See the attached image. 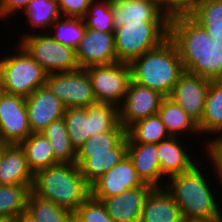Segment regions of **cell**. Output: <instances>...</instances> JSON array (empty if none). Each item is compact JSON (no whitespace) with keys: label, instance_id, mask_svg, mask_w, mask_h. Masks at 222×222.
Listing matches in <instances>:
<instances>
[{"label":"cell","instance_id":"6da1fadb","mask_svg":"<svg viewBox=\"0 0 222 222\" xmlns=\"http://www.w3.org/2000/svg\"><path fill=\"white\" fill-rule=\"evenodd\" d=\"M204 157L207 159L206 163L210 162V164H204L202 157L200 164L197 163L187 172L170 177L164 187L174 197V201L180 207L184 221L198 219L210 220L222 217V202L218 199L221 195L215 193L219 191L216 187L217 183L219 186L221 185V182L218 181L219 175L217 168L208 155L207 158L206 156ZM201 166H203V168ZM208 166L212 168V172L214 173L210 174V172L207 171L210 169ZM213 175L216 180H212L213 178L211 176ZM210 181H213L212 183L216 181L217 183L212 184Z\"/></svg>","mask_w":222,"mask_h":222},{"label":"cell","instance_id":"7a4b0ae2","mask_svg":"<svg viewBox=\"0 0 222 222\" xmlns=\"http://www.w3.org/2000/svg\"><path fill=\"white\" fill-rule=\"evenodd\" d=\"M169 38L178 49L183 68L208 80H222V41L213 39L188 15L169 18Z\"/></svg>","mask_w":222,"mask_h":222},{"label":"cell","instance_id":"3957f363","mask_svg":"<svg viewBox=\"0 0 222 222\" xmlns=\"http://www.w3.org/2000/svg\"><path fill=\"white\" fill-rule=\"evenodd\" d=\"M31 191L72 212L91 195V187L75 163H57L38 171Z\"/></svg>","mask_w":222,"mask_h":222},{"label":"cell","instance_id":"277c9868","mask_svg":"<svg viewBox=\"0 0 222 222\" xmlns=\"http://www.w3.org/2000/svg\"><path fill=\"white\" fill-rule=\"evenodd\" d=\"M130 68L133 82L157 90L165 97L171 94L185 72L178 49L169 37L156 48L134 59Z\"/></svg>","mask_w":222,"mask_h":222},{"label":"cell","instance_id":"5b68a950","mask_svg":"<svg viewBox=\"0 0 222 222\" xmlns=\"http://www.w3.org/2000/svg\"><path fill=\"white\" fill-rule=\"evenodd\" d=\"M11 47L0 53V83L5 93L27 97L46 85L48 73L19 44Z\"/></svg>","mask_w":222,"mask_h":222},{"label":"cell","instance_id":"8992f818","mask_svg":"<svg viewBox=\"0 0 222 222\" xmlns=\"http://www.w3.org/2000/svg\"><path fill=\"white\" fill-rule=\"evenodd\" d=\"M117 62L130 64L169 37V21H132L114 30Z\"/></svg>","mask_w":222,"mask_h":222},{"label":"cell","instance_id":"52a82bcc","mask_svg":"<svg viewBox=\"0 0 222 222\" xmlns=\"http://www.w3.org/2000/svg\"><path fill=\"white\" fill-rule=\"evenodd\" d=\"M63 119L77 151L93 135L112 130L120 123L119 107L96 103L86 108H66Z\"/></svg>","mask_w":222,"mask_h":222},{"label":"cell","instance_id":"ba28073f","mask_svg":"<svg viewBox=\"0 0 222 222\" xmlns=\"http://www.w3.org/2000/svg\"><path fill=\"white\" fill-rule=\"evenodd\" d=\"M21 39V40H20ZM18 44L49 74L79 69L75 50L54 40L48 32L20 37Z\"/></svg>","mask_w":222,"mask_h":222},{"label":"cell","instance_id":"9c48e42d","mask_svg":"<svg viewBox=\"0 0 222 222\" xmlns=\"http://www.w3.org/2000/svg\"><path fill=\"white\" fill-rule=\"evenodd\" d=\"M85 69L90 77L96 102L120 107L132 80L130 64L114 62L92 65Z\"/></svg>","mask_w":222,"mask_h":222},{"label":"cell","instance_id":"30bf717a","mask_svg":"<svg viewBox=\"0 0 222 222\" xmlns=\"http://www.w3.org/2000/svg\"><path fill=\"white\" fill-rule=\"evenodd\" d=\"M46 85L65 108H86L97 103L85 68L49 73Z\"/></svg>","mask_w":222,"mask_h":222},{"label":"cell","instance_id":"8fae6325","mask_svg":"<svg viewBox=\"0 0 222 222\" xmlns=\"http://www.w3.org/2000/svg\"><path fill=\"white\" fill-rule=\"evenodd\" d=\"M31 134L25 97L3 92L0 96V142L20 144Z\"/></svg>","mask_w":222,"mask_h":222},{"label":"cell","instance_id":"7c38bea8","mask_svg":"<svg viewBox=\"0 0 222 222\" xmlns=\"http://www.w3.org/2000/svg\"><path fill=\"white\" fill-rule=\"evenodd\" d=\"M165 96L132 80L119 107L120 123L127 130L135 122L156 115Z\"/></svg>","mask_w":222,"mask_h":222},{"label":"cell","instance_id":"4fadbf2b","mask_svg":"<svg viewBox=\"0 0 222 222\" xmlns=\"http://www.w3.org/2000/svg\"><path fill=\"white\" fill-rule=\"evenodd\" d=\"M211 80L184 72L168 96L191 118L199 123L203 117L205 101Z\"/></svg>","mask_w":222,"mask_h":222},{"label":"cell","instance_id":"5bb4252c","mask_svg":"<svg viewBox=\"0 0 222 222\" xmlns=\"http://www.w3.org/2000/svg\"><path fill=\"white\" fill-rule=\"evenodd\" d=\"M75 56L79 68L117 62L114 32L86 28Z\"/></svg>","mask_w":222,"mask_h":222},{"label":"cell","instance_id":"9a60e30c","mask_svg":"<svg viewBox=\"0 0 222 222\" xmlns=\"http://www.w3.org/2000/svg\"><path fill=\"white\" fill-rule=\"evenodd\" d=\"M144 185L138 177L132 161L126 155L117 165L108 170L91 187V196L99 201L124 191Z\"/></svg>","mask_w":222,"mask_h":222},{"label":"cell","instance_id":"2e32d148","mask_svg":"<svg viewBox=\"0 0 222 222\" xmlns=\"http://www.w3.org/2000/svg\"><path fill=\"white\" fill-rule=\"evenodd\" d=\"M25 100L32 133H41L49 123L64 116L65 106L47 85L38 87Z\"/></svg>","mask_w":222,"mask_h":222},{"label":"cell","instance_id":"e0dca14e","mask_svg":"<svg viewBox=\"0 0 222 222\" xmlns=\"http://www.w3.org/2000/svg\"><path fill=\"white\" fill-rule=\"evenodd\" d=\"M182 140V137H169L157 144L161 174L166 181L172 176L191 170L197 163H200L199 159H202L194 156L195 153L192 155L193 150H189L191 146H186L185 142H189V139Z\"/></svg>","mask_w":222,"mask_h":222},{"label":"cell","instance_id":"ac0fdd59","mask_svg":"<svg viewBox=\"0 0 222 222\" xmlns=\"http://www.w3.org/2000/svg\"><path fill=\"white\" fill-rule=\"evenodd\" d=\"M152 189L151 185L144 184L117 196L103 198L101 202L114 222H140L144 202Z\"/></svg>","mask_w":222,"mask_h":222},{"label":"cell","instance_id":"d6986e66","mask_svg":"<svg viewBox=\"0 0 222 222\" xmlns=\"http://www.w3.org/2000/svg\"><path fill=\"white\" fill-rule=\"evenodd\" d=\"M127 156L144 184L153 188L165 187L166 180L161 174L157 144L127 143Z\"/></svg>","mask_w":222,"mask_h":222},{"label":"cell","instance_id":"ffe728a7","mask_svg":"<svg viewBox=\"0 0 222 222\" xmlns=\"http://www.w3.org/2000/svg\"><path fill=\"white\" fill-rule=\"evenodd\" d=\"M114 30L132 21H169L159 0L110 1Z\"/></svg>","mask_w":222,"mask_h":222},{"label":"cell","instance_id":"44dd1931","mask_svg":"<svg viewBox=\"0 0 222 222\" xmlns=\"http://www.w3.org/2000/svg\"><path fill=\"white\" fill-rule=\"evenodd\" d=\"M34 183V174L28 166L24 150L19 144H7L0 159V185H28Z\"/></svg>","mask_w":222,"mask_h":222},{"label":"cell","instance_id":"7402d4cb","mask_svg":"<svg viewBox=\"0 0 222 222\" xmlns=\"http://www.w3.org/2000/svg\"><path fill=\"white\" fill-rule=\"evenodd\" d=\"M198 128L201 137L202 133L206 136V140L201 146L205 147L202 149H204V155H207L209 144L222 138V80L210 82L205 101L204 114L198 123ZM207 135L212 138L207 137Z\"/></svg>","mask_w":222,"mask_h":222},{"label":"cell","instance_id":"603a6c76","mask_svg":"<svg viewBox=\"0 0 222 222\" xmlns=\"http://www.w3.org/2000/svg\"><path fill=\"white\" fill-rule=\"evenodd\" d=\"M140 222H184V219L174 197L163 187L153 188L146 197Z\"/></svg>","mask_w":222,"mask_h":222},{"label":"cell","instance_id":"cb8c5ba5","mask_svg":"<svg viewBox=\"0 0 222 222\" xmlns=\"http://www.w3.org/2000/svg\"><path fill=\"white\" fill-rule=\"evenodd\" d=\"M127 155V137L111 153L77 154L75 164L91 186L97 179L117 165Z\"/></svg>","mask_w":222,"mask_h":222},{"label":"cell","instance_id":"d4e9b609","mask_svg":"<svg viewBox=\"0 0 222 222\" xmlns=\"http://www.w3.org/2000/svg\"><path fill=\"white\" fill-rule=\"evenodd\" d=\"M157 114L170 137L184 139V135L185 137H194L195 135L196 139H200L198 123L168 96L163 98Z\"/></svg>","mask_w":222,"mask_h":222},{"label":"cell","instance_id":"484cf974","mask_svg":"<svg viewBox=\"0 0 222 222\" xmlns=\"http://www.w3.org/2000/svg\"><path fill=\"white\" fill-rule=\"evenodd\" d=\"M21 13V15L24 13L25 20L28 19L25 23L29 22L32 26L29 32L27 30L22 36L20 33V37L37 33V30L39 33L48 32L52 24L62 16L56 0H30Z\"/></svg>","mask_w":222,"mask_h":222},{"label":"cell","instance_id":"4316f807","mask_svg":"<svg viewBox=\"0 0 222 222\" xmlns=\"http://www.w3.org/2000/svg\"><path fill=\"white\" fill-rule=\"evenodd\" d=\"M19 145L24 150L28 166L34 175L58 163L49 140L42 133H32Z\"/></svg>","mask_w":222,"mask_h":222},{"label":"cell","instance_id":"83f0119b","mask_svg":"<svg viewBox=\"0 0 222 222\" xmlns=\"http://www.w3.org/2000/svg\"><path fill=\"white\" fill-rule=\"evenodd\" d=\"M51 144L58 163H75L77 151L73 147L63 118L49 123L41 132Z\"/></svg>","mask_w":222,"mask_h":222},{"label":"cell","instance_id":"f1b7e54d","mask_svg":"<svg viewBox=\"0 0 222 222\" xmlns=\"http://www.w3.org/2000/svg\"><path fill=\"white\" fill-rule=\"evenodd\" d=\"M31 189L28 185H0L1 222H11L19 214L27 211Z\"/></svg>","mask_w":222,"mask_h":222},{"label":"cell","instance_id":"f546056e","mask_svg":"<svg viewBox=\"0 0 222 222\" xmlns=\"http://www.w3.org/2000/svg\"><path fill=\"white\" fill-rule=\"evenodd\" d=\"M169 137L158 114L139 120L127 129V143L158 144Z\"/></svg>","mask_w":222,"mask_h":222},{"label":"cell","instance_id":"4dcf8cb0","mask_svg":"<svg viewBox=\"0 0 222 222\" xmlns=\"http://www.w3.org/2000/svg\"><path fill=\"white\" fill-rule=\"evenodd\" d=\"M188 16L210 37L222 41V0H203Z\"/></svg>","mask_w":222,"mask_h":222},{"label":"cell","instance_id":"1f68e13d","mask_svg":"<svg viewBox=\"0 0 222 222\" xmlns=\"http://www.w3.org/2000/svg\"><path fill=\"white\" fill-rule=\"evenodd\" d=\"M27 212L37 222H74V212L52 201L42 199L32 191L27 201Z\"/></svg>","mask_w":222,"mask_h":222},{"label":"cell","instance_id":"d6a6232c","mask_svg":"<svg viewBox=\"0 0 222 222\" xmlns=\"http://www.w3.org/2000/svg\"><path fill=\"white\" fill-rule=\"evenodd\" d=\"M85 31L83 18L61 16L52 24L48 33L54 40L76 50Z\"/></svg>","mask_w":222,"mask_h":222},{"label":"cell","instance_id":"836d02e7","mask_svg":"<svg viewBox=\"0 0 222 222\" xmlns=\"http://www.w3.org/2000/svg\"><path fill=\"white\" fill-rule=\"evenodd\" d=\"M127 137V130L119 123L114 129L100 132L89 138L78 150L77 154L111 153Z\"/></svg>","mask_w":222,"mask_h":222},{"label":"cell","instance_id":"e575fe53","mask_svg":"<svg viewBox=\"0 0 222 222\" xmlns=\"http://www.w3.org/2000/svg\"><path fill=\"white\" fill-rule=\"evenodd\" d=\"M83 19L88 29L101 32H114L110 0H94Z\"/></svg>","mask_w":222,"mask_h":222},{"label":"cell","instance_id":"d590c367","mask_svg":"<svg viewBox=\"0 0 222 222\" xmlns=\"http://www.w3.org/2000/svg\"><path fill=\"white\" fill-rule=\"evenodd\" d=\"M74 222H114L104 204L91 195L74 212Z\"/></svg>","mask_w":222,"mask_h":222},{"label":"cell","instance_id":"8d00e7d4","mask_svg":"<svg viewBox=\"0 0 222 222\" xmlns=\"http://www.w3.org/2000/svg\"><path fill=\"white\" fill-rule=\"evenodd\" d=\"M203 0H159L165 14L171 18L189 15Z\"/></svg>","mask_w":222,"mask_h":222},{"label":"cell","instance_id":"74e56055","mask_svg":"<svg viewBox=\"0 0 222 222\" xmlns=\"http://www.w3.org/2000/svg\"><path fill=\"white\" fill-rule=\"evenodd\" d=\"M62 16L84 18L94 0H56Z\"/></svg>","mask_w":222,"mask_h":222},{"label":"cell","instance_id":"f35d334b","mask_svg":"<svg viewBox=\"0 0 222 222\" xmlns=\"http://www.w3.org/2000/svg\"><path fill=\"white\" fill-rule=\"evenodd\" d=\"M29 1L30 0H2L0 19L7 21L9 18V22L7 21V23H10V17L16 15V13L18 15L21 14Z\"/></svg>","mask_w":222,"mask_h":222},{"label":"cell","instance_id":"ab89813d","mask_svg":"<svg viewBox=\"0 0 222 222\" xmlns=\"http://www.w3.org/2000/svg\"><path fill=\"white\" fill-rule=\"evenodd\" d=\"M207 155L213 160L222 184V138L209 144ZM222 185L220 186V188Z\"/></svg>","mask_w":222,"mask_h":222},{"label":"cell","instance_id":"60d3db41","mask_svg":"<svg viewBox=\"0 0 222 222\" xmlns=\"http://www.w3.org/2000/svg\"><path fill=\"white\" fill-rule=\"evenodd\" d=\"M11 222H37L27 211L19 214Z\"/></svg>","mask_w":222,"mask_h":222},{"label":"cell","instance_id":"b9f144b4","mask_svg":"<svg viewBox=\"0 0 222 222\" xmlns=\"http://www.w3.org/2000/svg\"><path fill=\"white\" fill-rule=\"evenodd\" d=\"M184 222H222V217L216 218V219H210V220H187Z\"/></svg>","mask_w":222,"mask_h":222},{"label":"cell","instance_id":"7bdbcfd3","mask_svg":"<svg viewBox=\"0 0 222 222\" xmlns=\"http://www.w3.org/2000/svg\"><path fill=\"white\" fill-rule=\"evenodd\" d=\"M7 144H3L0 142V159H1V154H2V150L3 148L6 146Z\"/></svg>","mask_w":222,"mask_h":222},{"label":"cell","instance_id":"ee69618b","mask_svg":"<svg viewBox=\"0 0 222 222\" xmlns=\"http://www.w3.org/2000/svg\"><path fill=\"white\" fill-rule=\"evenodd\" d=\"M110 1L130 2V1H138V0H110Z\"/></svg>","mask_w":222,"mask_h":222},{"label":"cell","instance_id":"f6af8a7d","mask_svg":"<svg viewBox=\"0 0 222 222\" xmlns=\"http://www.w3.org/2000/svg\"><path fill=\"white\" fill-rule=\"evenodd\" d=\"M3 92H4V91H3L2 86H1V83H0V96L2 95Z\"/></svg>","mask_w":222,"mask_h":222}]
</instances>
